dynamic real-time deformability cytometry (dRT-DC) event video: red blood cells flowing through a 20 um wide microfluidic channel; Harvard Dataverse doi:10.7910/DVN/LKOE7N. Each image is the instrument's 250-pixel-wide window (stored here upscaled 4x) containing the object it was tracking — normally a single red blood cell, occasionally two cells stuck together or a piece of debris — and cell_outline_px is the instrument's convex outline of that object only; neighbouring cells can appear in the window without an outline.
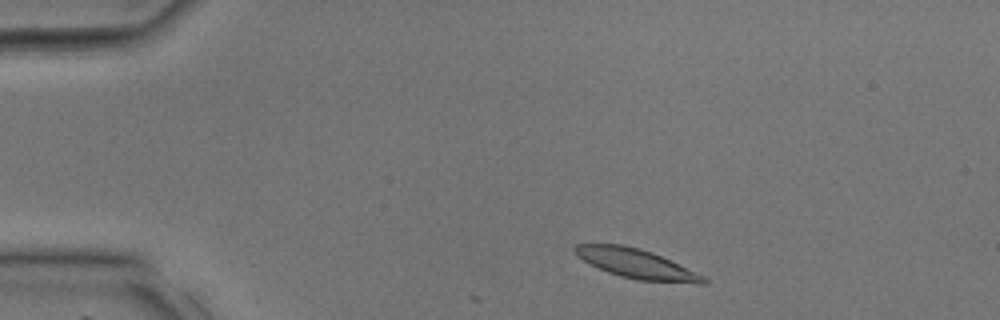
{"species": "common noctule bat (a hibernating species)", "species_latin": "Nyctalus noctula", "temperature_condition": "room temperature", "stored_images_in_passage": 24, "camera_frame_rate_fps": 3000, "um_per_image_px": 0.085, "animal": {"sex": "male", "body_mass_g": 17.9, "forearm_length_mm": 54.2}, "frame": {"image": 1, "passage_image": 3, "time_ms": 0.667, "image_size_px": [1000, 320], "cell_outline_px": [[708, 284], [700, 284], [636, 280], [620, 276], [608, 272], [584, 260], [572, 248], [576, 244], [620, 244], [640, 248], [652, 252], [704, 276], [708, 280]], "centroid_in_image_um": [54.14, 22.43], "position_along_channel_um": 30.9, "area_um2": 21.73}}